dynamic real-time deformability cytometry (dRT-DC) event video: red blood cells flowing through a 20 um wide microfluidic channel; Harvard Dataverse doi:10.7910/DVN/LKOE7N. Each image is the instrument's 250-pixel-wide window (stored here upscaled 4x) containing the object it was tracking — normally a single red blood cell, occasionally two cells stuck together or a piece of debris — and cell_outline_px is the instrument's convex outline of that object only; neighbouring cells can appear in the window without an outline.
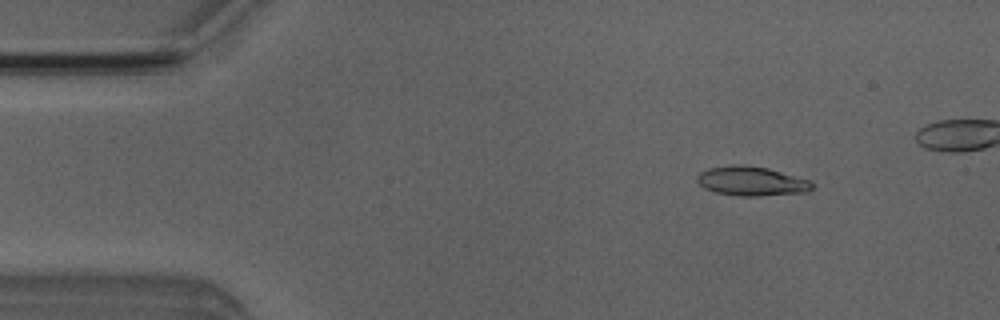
{"species": "Egyptian fruit bat (a non-hibernating species)", "species_latin": "Rousettus aegyptiacus", "temperature_condition": "room temperature", "stored_images_in_passage": 8, "camera_frame_rate_fps": 3000, "um_per_image_px": 0.085, "animal": {"sex": "male"}, "frame": {"image": 1, "passage_image": 1, "time_ms": 0.0, "image_size_px": [1000, 320], "cell_outline_px": [[816, 184], [808, 192], [756, 196], [740, 196], [716, 192], [704, 188], [696, 180], [696, 176], [700, 172], [708, 168], [732, 164], [740, 164], [768, 168], [812, 180]], "centroid_in_image_um": [63.91, 15.39], "position_along_channel_um": 21.1, "area_um2": 19.88}}